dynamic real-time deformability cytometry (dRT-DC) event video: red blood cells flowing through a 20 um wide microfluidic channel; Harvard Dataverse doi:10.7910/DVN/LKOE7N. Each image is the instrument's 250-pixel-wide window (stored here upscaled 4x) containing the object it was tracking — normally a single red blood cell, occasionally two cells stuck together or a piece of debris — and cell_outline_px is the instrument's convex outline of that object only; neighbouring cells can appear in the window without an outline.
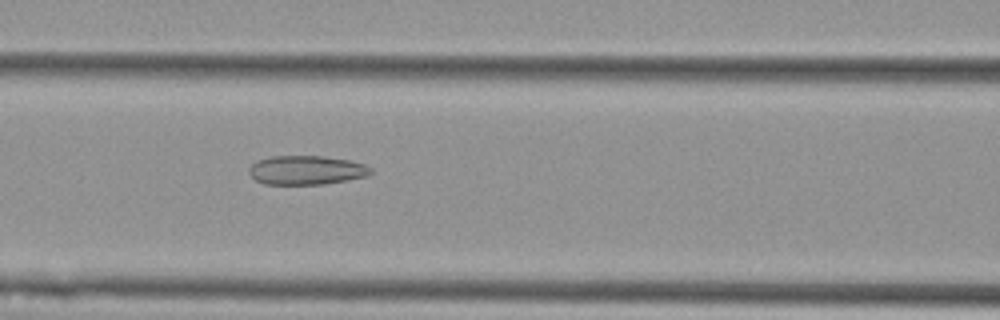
{"species": "Egyptian fruit bat (a non-hibernating species)", "species_latin": "Rousettus aegyptiacus", "temperature_condition": "cold", "stored_images_in_passage": 5, "camera_frame_rate_fps": 3000, "um_per_image_px": 0.085, "animal": {"sex": "female"}, "frame": {"image": 1, "passage_image": 5, "time_ms": 1.333, "image_size_px": [1000, 320], "cell_outline_px": [[372, 172], [368, 176], [324, 184], [264, 184], [256, 180], [248, 172], [248, 168], [256, 160], [272, 156], [324, 156], [348, 160], [364, 164], [372, 168]], "centroid_in_image_um": [26.03, 14.46], "position_along_channel_um": 140.6, "area_um2": 20.63}}